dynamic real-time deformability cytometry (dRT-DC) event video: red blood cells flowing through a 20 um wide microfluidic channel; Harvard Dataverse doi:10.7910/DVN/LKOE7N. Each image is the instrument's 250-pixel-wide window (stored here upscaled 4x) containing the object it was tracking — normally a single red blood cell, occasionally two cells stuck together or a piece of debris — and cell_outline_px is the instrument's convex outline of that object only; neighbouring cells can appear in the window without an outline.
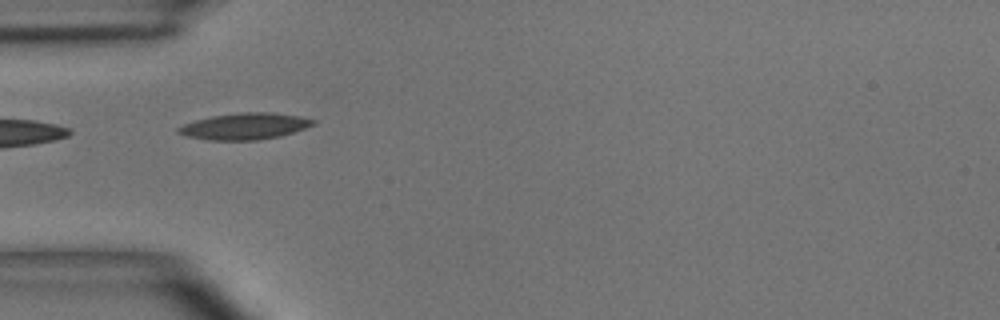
{"species": "common noctule bat (a hibernating species)", "species_latin": "Nyctalus noctula", "temperature_condition": "room temperature", "stored_images_in_passage": 4, "camera_frame_rate_fps": 3000, "um_per_image_px": 0.085, "animal": {"sex": "male", "body_mass_g": 15.6}, "frame": {"image": 1, "passage_image": 2, "time_ms": 2.0, "image_size_px": [1000, 320], "cell_outline_px": [[316, 124], [280, 136], [256, 140], [208, 140], [184, 136], [176, 132], [176, 128], [184, 124], [196, 120], [212, 116], [240, 112], [268, 112], [300, 116], [316, 120]], "centroid_in_image_um": [20.77, 10.73], "position_along_channel_um": 64.2, "area_um2": 20.75}}
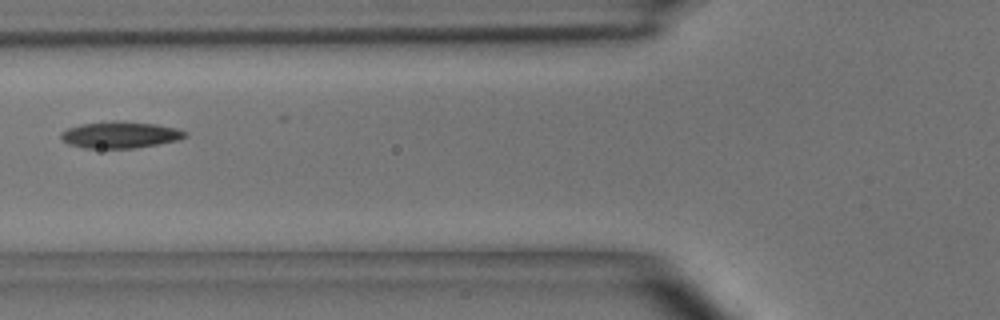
{"frame": {"image": 2, "passage_image": 3, "time_ms": 3.333, "image_size_px": [1000, 320], "cell_outline_px": [[188, 136], [180, 140], [132, 148], [84, 148], [68, 144], [60, 136], [60, 132], [68, 128], [80, 124], [112, 120], [124, 120], [156, 124], [176, 128], [188, 132]], "centroid_in_image_um": [10.23, 11.44], "position_along_channel_um": 115.6, "area_um2": 19.48}}